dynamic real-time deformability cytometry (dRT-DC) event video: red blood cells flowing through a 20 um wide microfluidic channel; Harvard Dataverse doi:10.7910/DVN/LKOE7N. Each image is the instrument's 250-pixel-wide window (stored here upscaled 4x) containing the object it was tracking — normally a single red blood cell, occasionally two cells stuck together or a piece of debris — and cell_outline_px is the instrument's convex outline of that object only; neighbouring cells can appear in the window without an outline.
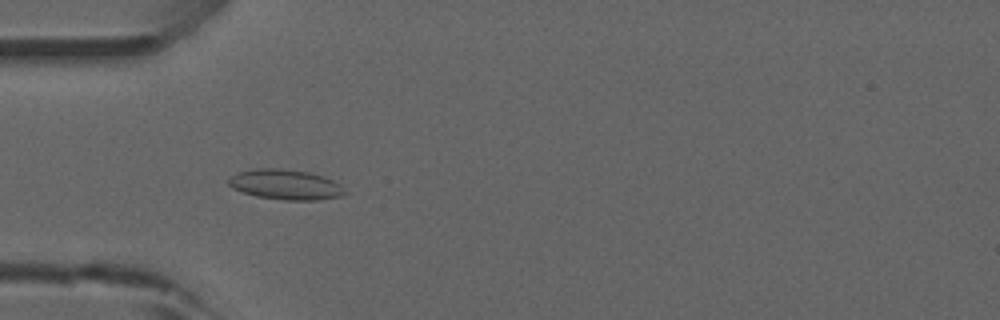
{"species": "common noctule bat (a hibernating species)", "species_latin": "Nyctalus noctula", "temperature_condition": "room temperature", "stored_images_in_passage": 53, "camera_frame_rate_fps": 3000, "um_per_image_px": 0.085, "animal": {"sex": "male", "forearm_length_mm": 52.5}, "frame": {"image": 1, "passage_image": 16, "time_ms": 5.0, "image_size_px": [1000, 320], "cell_outline_px": [[348, 192], [344, 196], [320, 200], [284, 200], [256, 196], [232, 188], [228, 184], [228, 180], [236, 172], [256, 168], [280, 168], [308, 172], [324, 176], [340, 184]], "centroid_in_image_um": [24.3, 15.69], "position_along_channel_um": 60.7, "area_um2": 20.63}}
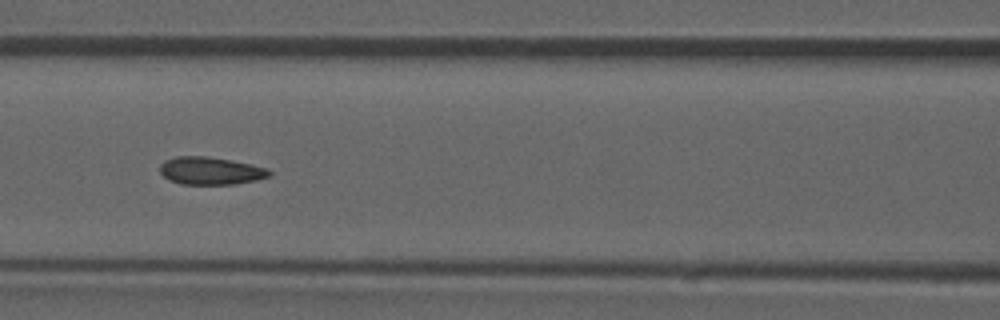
{"frame": {"image": 2, "passage_image": 23, "time_ms": 7.333, "image_size_px": [1000, 320], "cell_outline_px": [[272, 176], [256, 180], [236, 184], [180, 184], [168, 180], [160, 172], [160, 164], [164, 160], [176, 156], [208, 156], [232, 160], [252, 164], [268, 168], [272, 172]], "centroid_in_image_um": [17.92, 14.51], "position_along_channel_um": 148.7, "area_um2": 17.92}, "authors_computed_cell_mechanics": {"area_um2": 17.7446, "velocity_mm_per_s": 3.8585, "shape_relaxation_time_tau1_ms": 5.2985, "shape_relaxation_time_tau2_ms": 1.3875, "deformation_change_tau1": 0.1238, "deformation_change_tau2": 0.0649}}